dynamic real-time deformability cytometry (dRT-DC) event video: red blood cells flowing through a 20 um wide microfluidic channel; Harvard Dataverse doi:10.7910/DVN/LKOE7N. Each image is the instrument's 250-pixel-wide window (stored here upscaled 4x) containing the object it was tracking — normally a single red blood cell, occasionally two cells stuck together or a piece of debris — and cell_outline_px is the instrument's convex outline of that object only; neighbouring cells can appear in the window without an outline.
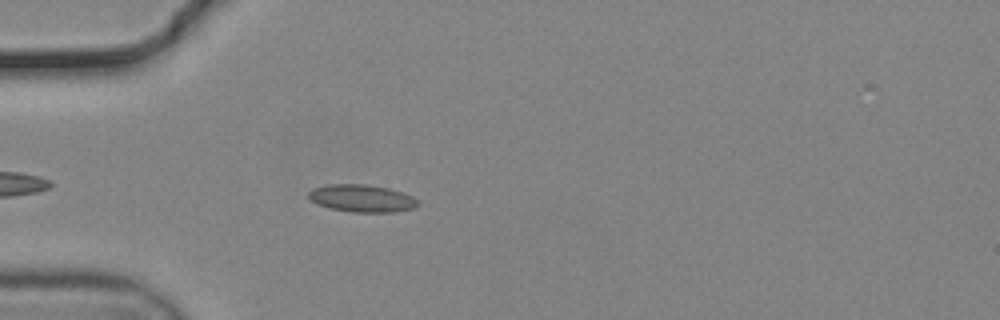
{"species": "common noctule bat (a hibernating species)", "species_latin": "Nyctalus noctula", "temperature_condition": "cold", "stored_images_in_passage": 11, "camera_frame_rate_fps": 3000, "um_per_image_px": 0.085, "animal": {"sex": "male", "body_mass_g": 19.2, "forearm_length_mm": 51.8}, "frame": {"image": 1, "passage_image": 4, "time_ms": 1.0, "image_size_px": [1000, 320], "cell_outline_px": [[420, 204], [412, 208], [392, 212], [352, 212], [332, 208], [316, 204], [308, 196], [308, 192], [312, 188], [328, 184], [364, 184], [388, 188], [404, 192], [412, 196]], "centroid_in_image_um": [30.74, 16.85], "position_along_channel_um": 54.3, "area_um2": 17.4}}
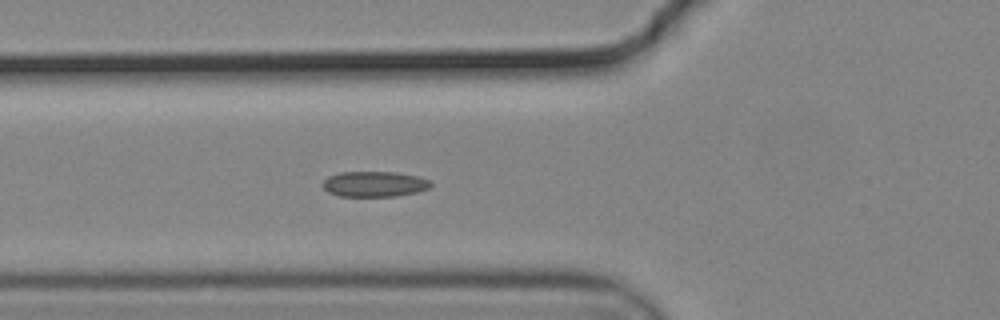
{"frame": {"image": 2, "passage_image": 8, "time_ms": 2.333, "image_size_px": [1000, 320], "cell_outline_px": [[432, 184], [428, 188], [416, 192], [396, 196], [340, 196], [328, 192], [320, 184], [328, 176], [340, 172], [396, 172], [420, 176], [428, 180]], "centroid_in_image_um": [31.8, 15.64], "position_along_channel_um": 94.0, "area_um2": 16.07}}